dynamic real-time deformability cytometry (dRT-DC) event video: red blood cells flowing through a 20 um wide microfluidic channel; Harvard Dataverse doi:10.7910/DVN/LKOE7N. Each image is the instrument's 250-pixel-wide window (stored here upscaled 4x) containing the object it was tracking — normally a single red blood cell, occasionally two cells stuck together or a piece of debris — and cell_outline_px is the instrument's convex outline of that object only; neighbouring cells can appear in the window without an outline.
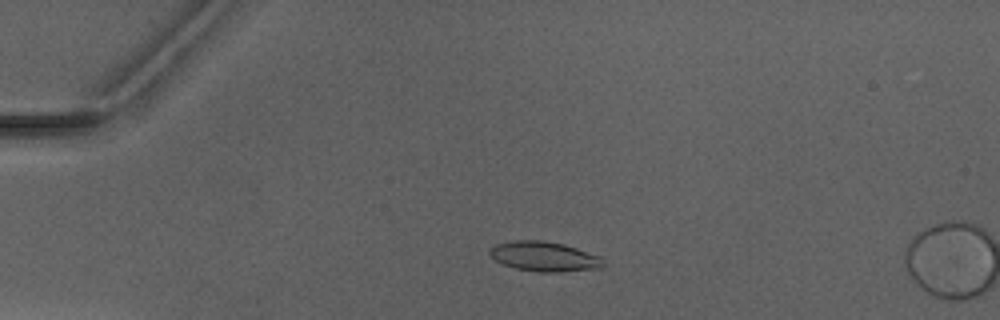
{"species": "Egyptian fruit bat (a non-hibernating species)", "species_latin": "Rousettus aegyptiacus", "temperature_condition": "warm", "stored_images_in_passage": 4, "camera_frame_rate_fps": 3000, "um_per_image_px": 0.085, "animal": {"sex": "male"}, "frame": {"image": 1, "passage_image": 2, "time_ms": 1.333, "image_size_px": [1000, 320], "cell_outline_px": [[604, 268], [560, 272], [536, 272], [516, 268], [500, 264], [492, 260], [488, 252], [496, 244], [516, 240], [540, 240], [564, 244], [600, 256], [604, 260]], "centroid_in_image_um": [46.25, 21.82], "position_along_channel_um": 38.7, "area_um2": 19.94}}